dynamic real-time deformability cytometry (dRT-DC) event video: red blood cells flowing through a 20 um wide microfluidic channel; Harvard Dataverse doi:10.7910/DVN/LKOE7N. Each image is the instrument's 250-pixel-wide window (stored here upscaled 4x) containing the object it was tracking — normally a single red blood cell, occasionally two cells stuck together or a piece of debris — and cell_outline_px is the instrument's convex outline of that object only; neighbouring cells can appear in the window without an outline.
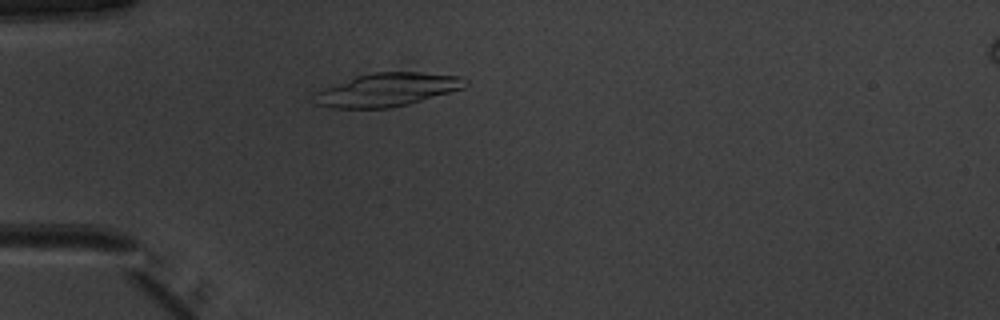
{"species": "common noctule bat (a hibernating species)", "species_latin": "Nyctalus noctula", "temperature_condition": "warm", "stored_images_in_passage": 32, "camera_frame_rate_fps": 3000, "um_per_image_px": 0.085, "animal": {"sex": "male", "body_mass_g": 20.1, "forearm_length_mm": 53.5}, "frame": {"image": 1, "passage_image": 2, "time_ms": 0.333, "image_size_px": [1000, 320], "cell_outline_px": [[468, 84], [464, 88], [408, 104], [392, 108], [332, 108], [316, 104], [308, 100], [316, 92], [324, 88], [356, 76], [372, 72], [420, 72], [460, 76], [468, 80]], "centroid_in_image_um": [32.88, 7.63], "position_along_channel_um": 52.1, "area_um2": 29.42}}
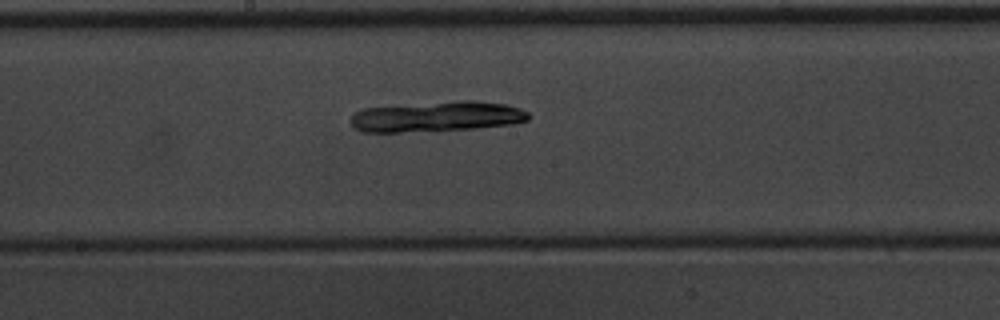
{"frame": {"image": 2, "passage_image": 15, "time_ms": 4.667, "image_size_px": [1000, 320], "cell_outline_px": [[532, 116], [528, 120], [516, 124], [476, 128], [400, 132], [364, 132], [356, 128], [348, 120], [356, 112], [364, 108], [464, 100], [476, 100], [504, 104], [520, 108], [528, 112]], "centroid_in_image_um": [37.19, 9.91], "position_along_channel_um": 211.0, "area_um2": 31.39}}
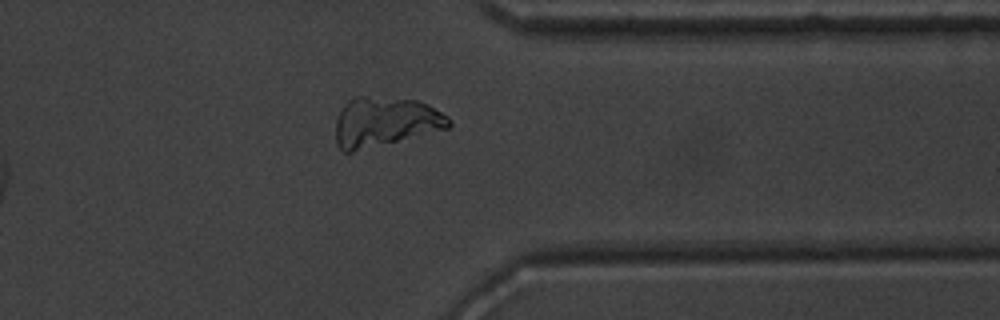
{"frame": {"image": 3, "passage_image": 28, "time_ms": 9.0, "image_size_px": [1000, 320], "cell_outline_px": [[452, 124], [448, 128], [352, 152], [344, 152], [336, 144], [336, 120], [344, 104], [348, 100], [356, 96], [364, 96], [416, 100], [428, 104], [448, 116], [452, 120]], "centroid_in_image_um": [32.72, 10.35], "position_along_channel_um": 378.7, "area_um2": 32.48}}